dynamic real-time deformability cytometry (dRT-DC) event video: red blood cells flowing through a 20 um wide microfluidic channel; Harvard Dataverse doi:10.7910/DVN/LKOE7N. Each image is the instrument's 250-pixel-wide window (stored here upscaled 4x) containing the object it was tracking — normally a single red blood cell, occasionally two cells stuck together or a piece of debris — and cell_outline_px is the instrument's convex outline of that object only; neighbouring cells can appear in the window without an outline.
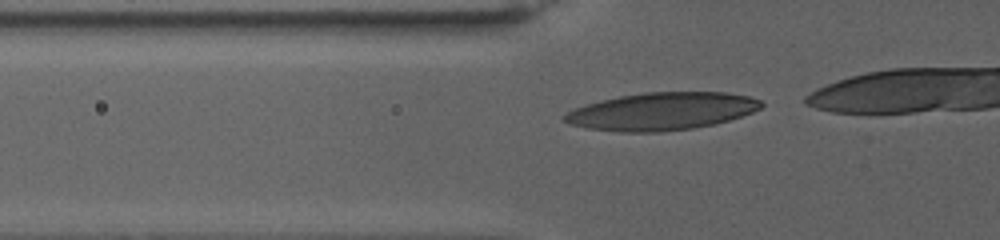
{"species": "human", "species_latin": "Homo sapiens", "temperature_condition": "warm", "stored_images_in_passage": 29, "camera_frame_rate_fps": 3000, "um_per_image_px": 0.085, "donor": {"sex": "female"}, "frame": {"image": 1, "passage_image": 20, "time_ms": 6.333, "image_size_px": [1000, 240], "cell_outline_px": [[764, 104], [760, 108], [752, 112], [716, 124], [692, 128], [660, 132], [620, 132], [584, 128], [568, 124], [560, 116], [576, 108], [588, 104], [620, 96], [644, 92], [724, 92], [748, 96], [760, 100]], "centroid_in_image_um": [56.23, 9.47], "position_along_channel_um": 69.6, "area_um2": 43.0}}
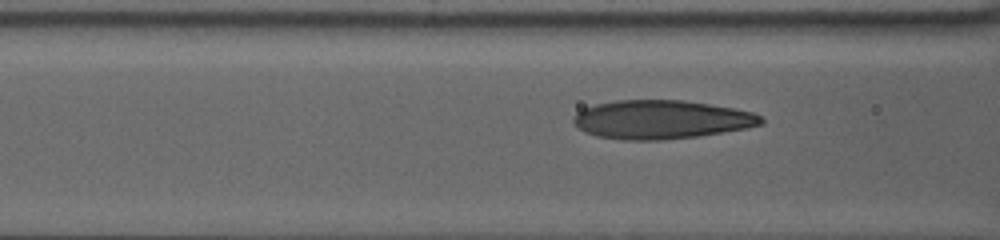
{"frame": {"image": 2, "passage_image": 25, "time_ms": 8.0, "image_size_px": [1000, 240], "cell_outline_px": [[764, 124], [748, 128], [696, 136], [660, 140], [624, 140], [596, 136], [580, 128], [572, 120], [576, 112], [584, 108], [596, 104], [616, 100], [684, 100], [732, 108], [752, 112], [760, 116], [764, 120]], "centroid_in_image_um": [56.21, 10.16], "position_along_channel_um": 110.4, "area_um2": 42.08}}